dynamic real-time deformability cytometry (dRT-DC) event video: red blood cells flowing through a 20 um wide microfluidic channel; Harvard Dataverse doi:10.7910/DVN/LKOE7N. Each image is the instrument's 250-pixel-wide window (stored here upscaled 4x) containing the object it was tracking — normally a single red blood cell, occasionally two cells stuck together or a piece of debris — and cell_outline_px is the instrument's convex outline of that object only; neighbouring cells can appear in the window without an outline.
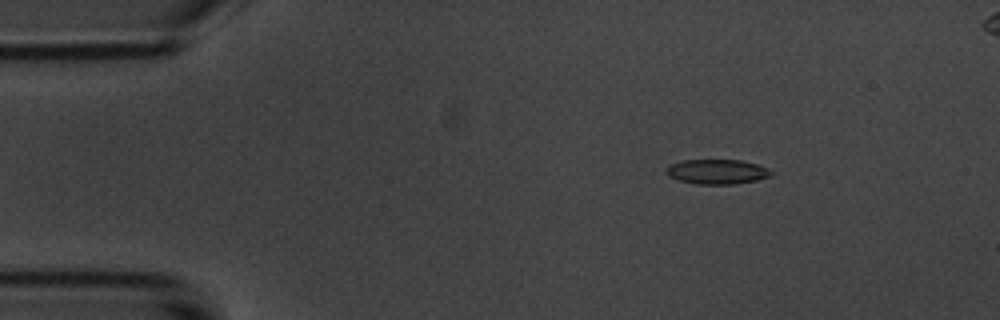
{"species": "common noctule bat (a hibernating species)", "species_latin": "Nyctalus noctula", "temperature_condition": "room temperature", "stored_images_in_passage": 4, "camera_frame_rate_fps": 3000, "um_per_image_px": 0.085, "animal": {"sex": "male", "body_mass_g": 20.1, "forearm_length_mm": 53.5}, "frame": {"image": 1, "passage_image": 2, "time_ms": 1.333, "image_size_px": [1000, 320], "cell_outline_px": [[776, 172], [772, 176], [756, 180], [732, 184], [696, 184], [680, 180], [668, 176], [664, 172], [664, 168], [672, 164], [684, 160], [740, 160], [756, 164], [768, 168]], "centroid_in_image_um": [60.96, 14.59], "position_along_channel_um": 24.0, "area_um2": 15.2}}